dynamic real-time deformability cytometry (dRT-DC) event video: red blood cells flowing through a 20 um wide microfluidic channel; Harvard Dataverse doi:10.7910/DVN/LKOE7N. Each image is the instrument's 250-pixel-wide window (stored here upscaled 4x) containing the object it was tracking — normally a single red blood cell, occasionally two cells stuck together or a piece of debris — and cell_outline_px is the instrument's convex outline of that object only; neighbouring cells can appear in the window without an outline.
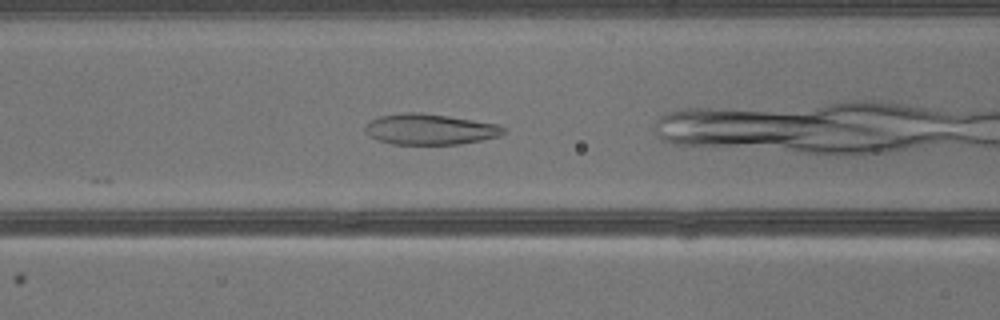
{"species": "common noctule bat (a hibernating species)", "species_latin": "Nyctalus noctula", "temperature_condition": "warm", "stored_images_in_passage": 16, "camera_frame_rate_fps": 3000, "um_per_image_px": 0.085, "animal": {"sex": "male", "body_mass_g": 13.3}, "frame": {"image": 1, "passage_image": 12, "time_ms": 3.667, "image_size_px": [1000, 320], "cell_outline_px": [[508, 132], [500, 136], [460, 144], [392, 144], [376, 140], [364, 132], [364, 124], [368, 120], [380, 116], [404, 112], [420, 112], [448, 116], [500, 124], [508, 128]], "centroid_in_image_um": [36.55, 10.98], "position_along_channel_um": 130.1, "area_um2": 25.26}}